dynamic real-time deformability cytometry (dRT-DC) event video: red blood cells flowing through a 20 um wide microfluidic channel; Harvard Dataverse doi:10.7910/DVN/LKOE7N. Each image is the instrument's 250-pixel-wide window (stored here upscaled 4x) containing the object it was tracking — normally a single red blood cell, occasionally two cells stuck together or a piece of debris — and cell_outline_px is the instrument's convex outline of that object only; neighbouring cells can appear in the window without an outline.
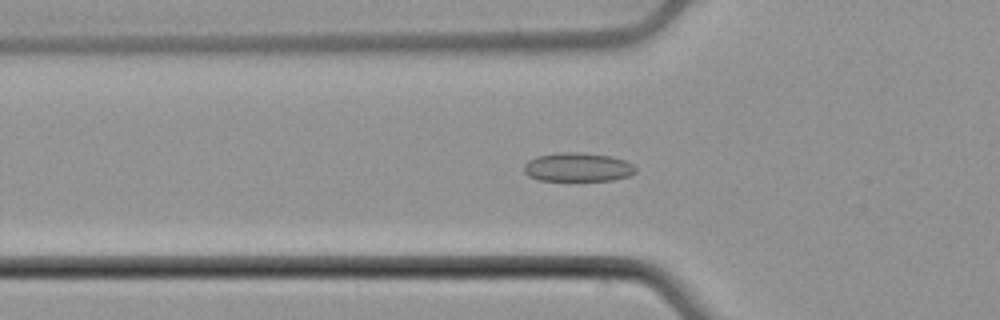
{"species": "common noctule bat (a hibernating species)", "species_latin": "Nyctalus noctula", "temperature_condition": "cold", "stored_images_in_passage": 54, "camera_frame_rate_fps": 3000, "um_per_image_px": 0.085, "animal": {"sex": "male", "body_mass_g": 21.5, "forearm_length_mm": 52.0}, "frame": {"image": 1, "passage_image": 19, "time_ms": 6.0, "image_size_px": [1000, 320], "cell_outline_px": [[636, 172], [628, 176], [612, 180], [540, 180], [528, 176], [524, 172], [524, 164], [528, 160], [536, 156], [560, 152], [576, 152], [612, 156], [624, 160], [632, 164], [636, 168]], "centroid_in_image_um": [49.09, 14.2], "position_along_channel_um": 76.7, "area_um2": 18.73}}
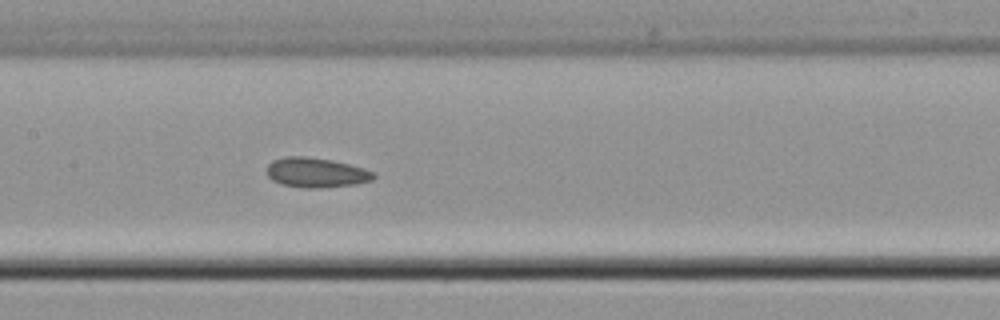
{"frame": {"image": 2, "passage_image": 27, "time_ms": 8.667, "image_size_px": [1000, 320], "cell_outline_px": [[376, 176], [372, 180], [356, 184], [320, 188], [304, 188], [280, 184], [272, 180], [268, 176], [268, 164], [272, 160], [284, 156], [304, 156], [332, 160], [364, 168], [372, 172]], "centroid_in_image_um": [26.85, 14.67], "position_along_channel_um": 180.6, "area_um2": 18.55}}
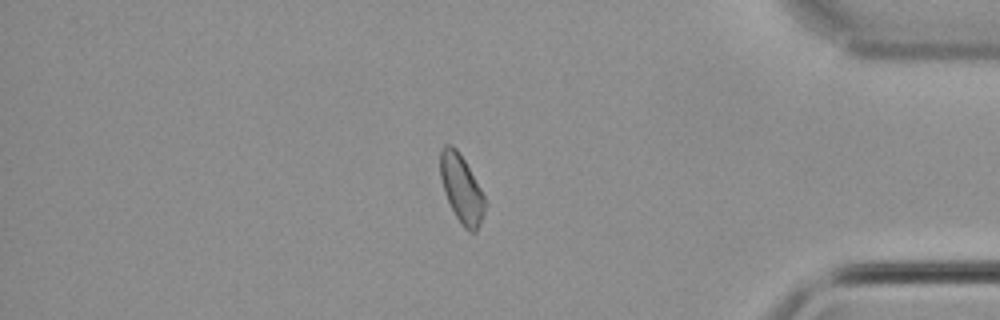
{"frame": {"image": 3, "passage_image": 46, "time_ms": 15.0, "image_size_px": [1000, 320], "cell_outline_px": [[488, 204], [480, 224], [476, 232], [468, 232], [464, 228], [456, 216], [444, 192], [440, 176], [440, 148], [444, 144], [452, 144], [456, 148], [464, 160], [480, 188]], "centroid_in_image_um": [39.23, 16.05], "position_along_channel_um": 396.0, "area_um2": 17.74}, "authors_computed_cell_mechanics": {"area_um2": 18.3804, "velocity_mm_per_s": 3.9013, "shape_relaxation_time_tau1_ms": 9.9406, "shape_relaxation_time_tau2_ms": 2.0334, "deformation_change_tau1": 0.0807, "deformation_change_tau2": 0.0699}}